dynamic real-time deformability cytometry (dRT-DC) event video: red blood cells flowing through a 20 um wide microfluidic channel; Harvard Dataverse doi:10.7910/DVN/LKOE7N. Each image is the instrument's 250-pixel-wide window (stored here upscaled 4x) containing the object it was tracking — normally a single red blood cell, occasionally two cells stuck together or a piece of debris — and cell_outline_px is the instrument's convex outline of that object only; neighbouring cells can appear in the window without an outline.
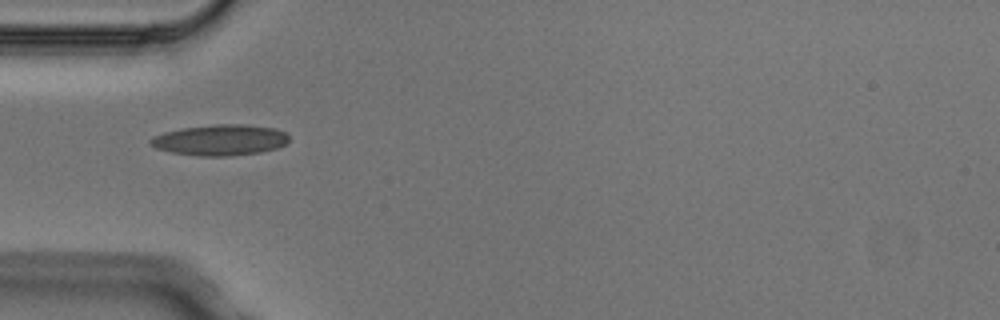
{"species": "Egyptian fruit bat (a non-hibernating species)", "species_latin": "Rousettus aegyptiacus", "temperature_condition": "cold", "stored_images_in_passage": 2, "camera_frame_rate_fps": 3000, "um_per_image_px": 0.085, "animal": {"sex": "male"}, "frame": {"image": 1, "passage_image": 1, "time_ms": 0.0, "image_size_px": [1000, 320], "cell_outline_px": [[288, 140], [284, 144], [276, 148], [260, 152], [232, 156], [196, 156], [172, 152], [156, 148], [148, 144], [148, 140], [152, 136], [164, 132], [184, 128], [216, 124], [240, 124], [276, 128], [284, 132], [288, 136]], "centroid_in_image_um": [18.67, 11.9], "position_along_channel_um": 66.3, "area_um2": 24.91}}
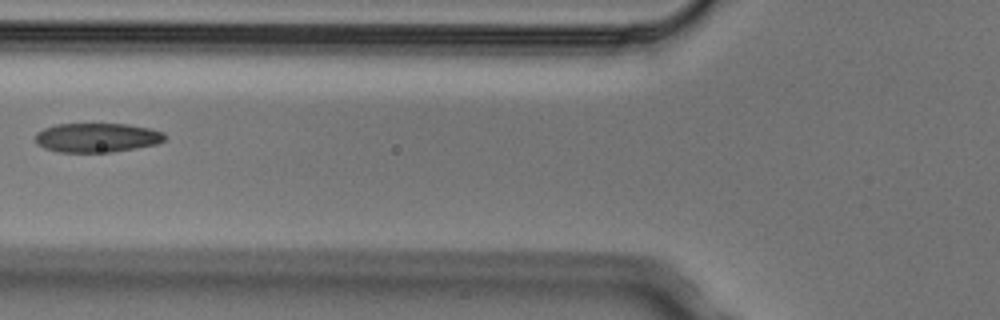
{"frame": {"image": 2, "passage_image": 2, "time_ms": 0.333, "image_size_px": [1000, 320], "cell_outline_px": [[168, 136], [164, 140], [156, 144], [136, 148], [112, 152], [60, 152], [44, 148], [36, 144], [36, 132], [44, 128], [56, 124], [128, 124], [148, 128], [164, 132]], "centroid_in_image_um": [8.24, 11.7], "position_along_channel_um": 117.6, "area_um2": 22.14}}